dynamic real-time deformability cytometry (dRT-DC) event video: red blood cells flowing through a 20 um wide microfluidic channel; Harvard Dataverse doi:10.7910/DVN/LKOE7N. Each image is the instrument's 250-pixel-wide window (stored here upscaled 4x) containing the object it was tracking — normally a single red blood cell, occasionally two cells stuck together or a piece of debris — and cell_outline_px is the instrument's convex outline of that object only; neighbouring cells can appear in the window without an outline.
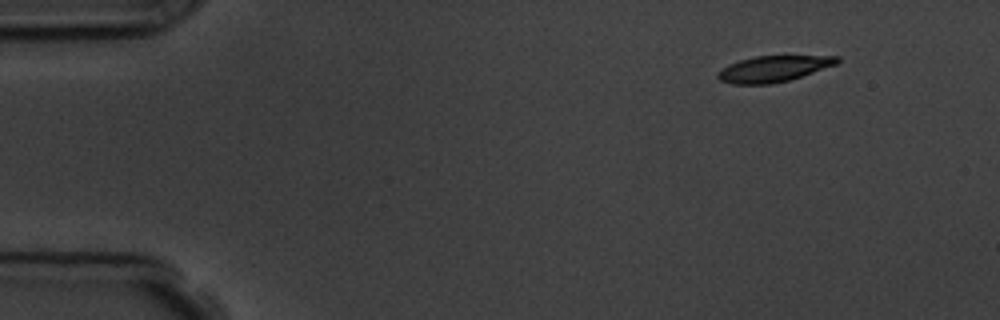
{"species": "common noctule bat (a hibernating species)", "species_latin": "Nyctalus noctula", "temperature_condition": "room temperature", "stored_images_in_passage": 4, "camera_frame_rate_fps": 3000, "um_per_image_px": 0.085, "animal": {"sex": "male", "body_mass_g": 19.5, "forearm_length_mm": 54.6}, "frame": {"image": 1, "passage_image": 1, "time_ms": 0.0, "image_size_px": [1000, 320], "cell_outline_px": [[840, 60], [836, 64], [788, 80], [772, 84], [732, 84], [720, 80], [716, 76], [716, 72], [728, 64], [740, 60], [756, 56], [840, 56]], "centroid_in_image_um": [65.69, 5.85], "position_along_channel_um": 19.3, "area_um2": 17.92}}
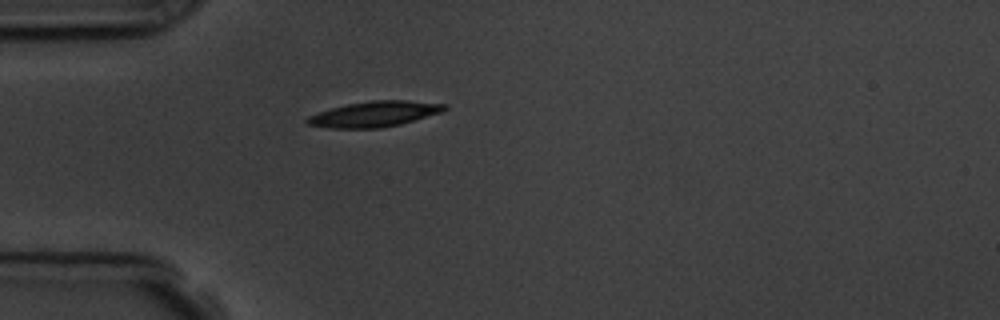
{"frame": {"image": 2, "passage_image": 4, "time_ms": 3.333, "image_size_px": [1000, 320], "cell_outline_px": [[448, 108], [444, 112], [400, 124], [380, 128], [328, 128], [308, 124], [304, 120], [308, 116], [332, 108], [348, 104], [372, 100], [404, 100], [448, 104]], "centroid_in_image_um": [31.88, 9.69], "position_along_channel_um": 53.1, "area_um2": 20.4}}